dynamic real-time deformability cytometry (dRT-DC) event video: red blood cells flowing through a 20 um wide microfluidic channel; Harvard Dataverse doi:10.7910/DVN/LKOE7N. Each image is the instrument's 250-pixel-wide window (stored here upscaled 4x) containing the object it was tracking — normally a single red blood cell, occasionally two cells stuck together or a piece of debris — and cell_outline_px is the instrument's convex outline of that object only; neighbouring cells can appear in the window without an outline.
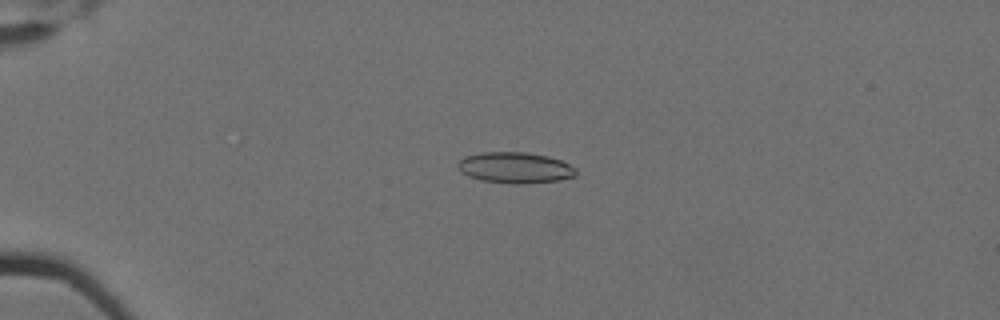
{"species": "Egyptian fruit bat (a non-hibernating species)", "species_latin": "Rousettus aegyptiacus", "temperature_condition": "cold", "stored_images_in_passage": 4, "camera_frame_rate_fps": 3000, "um_per_image_px": 0.085, "animal": {"sex": "female"}, "frame": {"image": 1, "passage_image": 3, "time_ms": 0.667, "image_size_px": [1000, 320], "cell_outline_px": [[576, 176], [560, 180], [528, 184], [512, 184], [484, 180], [468, 176], [456, 164], [464, 156], [484, 152], [524, 152], [548, 156], [560, 160], [576, 168]], "centroid_in_image_um": [43.82, 14.26], "position_along_channel_um": 41.2, "area_um2": 21.27}}